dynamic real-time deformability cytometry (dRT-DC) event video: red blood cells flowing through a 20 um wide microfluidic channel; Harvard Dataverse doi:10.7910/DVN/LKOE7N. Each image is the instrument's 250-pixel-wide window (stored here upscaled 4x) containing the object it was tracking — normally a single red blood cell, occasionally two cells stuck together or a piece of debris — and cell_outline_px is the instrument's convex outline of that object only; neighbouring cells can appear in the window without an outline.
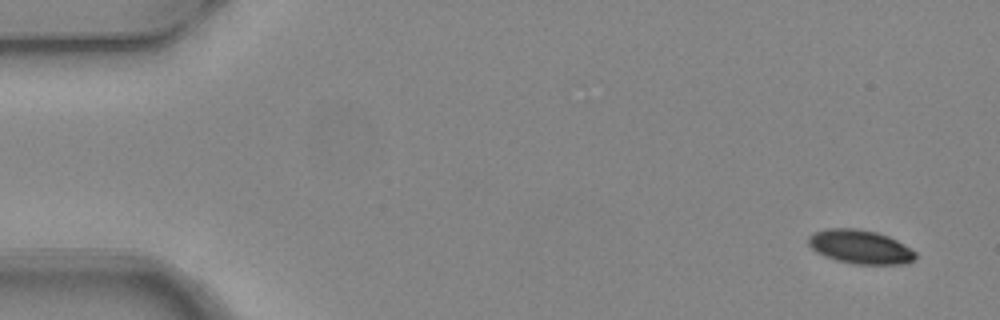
{"species": "common noctule bat (a hibernating species)", "species_latin": "Nyctalus noctula", "temperature_condition": "warm", "stored_images_in_passage": 3, "camera_frame_rate_fps": 3000, "um_per_image_px": 0.085, "animal": {"sex": "female", "body_mass_g": 24.6, "forearm_length_mm": 56.2}, "frame": {"image": 1, "passage_image": 1, "time_ms": 0.0, "image_size_px": [1000, 320], "cell_outline_px": [[916, 260], [908, 264], [856, 264], [836, 260], [824, 256], [816, 252], [808, 244], [808, 236], [824, 228], [856, 228], [876, 232], [888, 236], [904, 244], [916, 252]], "centroid_in_image_um": [73.13, 20.98], "position_along_channel_um": 11.9, "area_um2": 21.27}}